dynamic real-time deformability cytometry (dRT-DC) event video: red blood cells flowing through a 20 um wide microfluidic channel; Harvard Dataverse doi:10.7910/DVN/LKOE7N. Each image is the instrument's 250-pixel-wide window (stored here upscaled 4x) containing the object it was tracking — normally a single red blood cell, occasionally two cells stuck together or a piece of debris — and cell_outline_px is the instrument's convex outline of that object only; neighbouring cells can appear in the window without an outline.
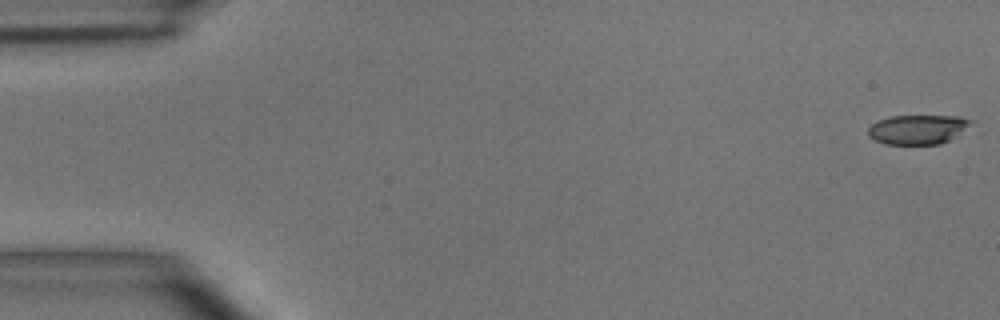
{"species": "common noctule bat (a hibernating species)", "species_latin": "Nyctalus noctula", "temperature_condition": "room temperature", "stored_images_in_passage": 8, "camera_frame_rate_fps": 3000, "um_per_image_px": 0.085, "animal": {"sex": "male", "body_mass_g": 15.6}, "frame": {"image": 1, "passage_image": 1, "time_ms": 0.0, "image_size_px": [1000, 320], "cell_outline_px": [[972, 120], [968, 124], [948, 140], [940, 144], [884, 144], [868, 136], [868, 128], [872, 124], [880, 120], [892, 116], [960, 116]], "centroid_in_image_um": [77.93, 11.0], "position_along_channel_um": 7.1, "area_um2": 17.11}}